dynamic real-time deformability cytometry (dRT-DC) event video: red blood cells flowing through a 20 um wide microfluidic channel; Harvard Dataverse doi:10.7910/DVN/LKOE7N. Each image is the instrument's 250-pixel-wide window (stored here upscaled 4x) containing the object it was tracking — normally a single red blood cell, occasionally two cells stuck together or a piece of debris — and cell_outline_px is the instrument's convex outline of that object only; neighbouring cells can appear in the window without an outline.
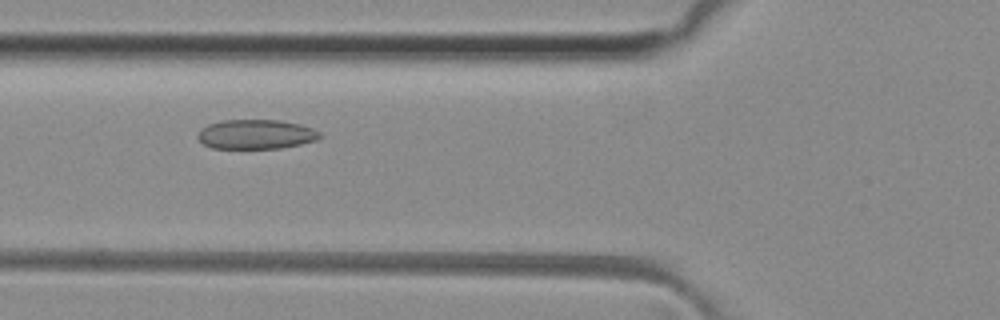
{"species": "common noctule bat (a hibernating species)", "species_latin": "Nyctalus noctula", "temperature_condition": "room temperature", "stored_images_in_passage": 44, "camera_frame_rate_fps": 3000, "um_per_image_px": 0.085, "animal": {"sex": "female", "body_mass_g": 29.2, "forearm_length_mm": 56.3}, "frame": {"image": 1, "passage_image": 12, "time_ms": 3.667, "image_size_px": [1000, 320], "cell_outline_px": [[320, 136], [316, 140], [300, 144], [280, 148], [212, 148], [204, 144], [196, 136], [196, 132], [200, 128], [208, 124], [224, 120], [280, 120], [300, 124], [312, 128], [320, 132]], "centroid_in_image_um": [21.72, 11.41], "position_along_channel_um": 104.1, "area_um2": 20.98}}
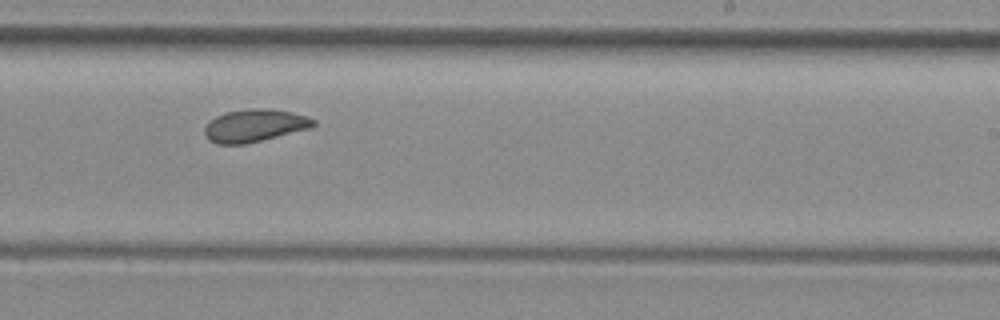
{"frame": {"image": 2, "passage_image": 24, "time_ms": 7.667, "image_size_px": [1000, 320], "cell_outline_px": [[316, 124], [312, 128], [244, 144], [216, 144], [208, 140], [204, 132], [204, 128], [216, 116], [224, 112], [252, 108], [268, 108], [292, 112], [308, 116], [316, 120]], "centroid_in_image_um": [21.67, 10.66], "position_along_channel_um": 267.3, "area_um2": 20.75}}
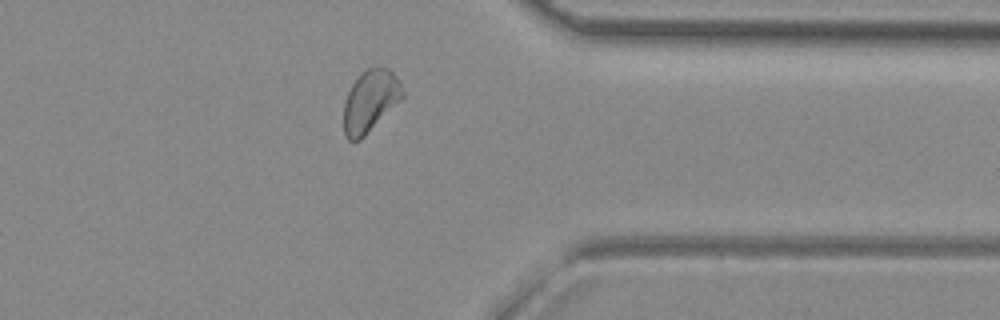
{"frame": {"image": 3, "passage_image": 33, "time_ms": 10.667, "image_size_px": [1000, 320], "cell_outline_px": [[404, 96], [360, 140], [348, 140], [344, 132], [344, 104], [348, 92], [352, 84], [360, 72], [368, 68], [388, 68], [400, 80], [404, 92]], "centroid_in_image_um": [31.47, 8.56], "position_along_channel_um": 379.9, "area_um2": 20.92}, "authors_computed_cell_mechanics": {"area_um2": 21.097, "velocity_mm_per_s": 4.0849, "shape_relaxation_time_tau1_ms": null, "shape_relaxation_time_tau2_ms": 2.6852, "deformation_change_tau1": null, "deformation_change_tau2": 0.0604}}